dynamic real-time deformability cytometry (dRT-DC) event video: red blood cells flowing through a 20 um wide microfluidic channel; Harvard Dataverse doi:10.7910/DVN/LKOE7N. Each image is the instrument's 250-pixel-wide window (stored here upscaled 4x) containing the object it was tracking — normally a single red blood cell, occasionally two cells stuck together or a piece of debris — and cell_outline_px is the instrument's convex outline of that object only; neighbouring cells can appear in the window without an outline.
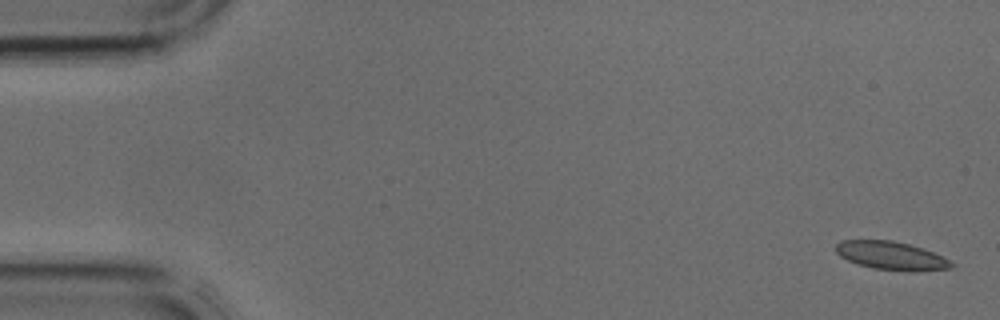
{"species": "common noctule bat (a hibernating species)", "species_latin": "Nyctalus noctula", "temperature_condition": "cold", "stored_images_in_passage": 4, "camera_frame_rate_fps": 3000, "um_per_image_px": 0.085, "animal": {"sex": "male", "body_mass_g": 17.9, "forearm_length_mm": 54.2}, "frame": {"image": 1, "passage_image": 1, "time_ms": 0.0, "image_size_px": [1000, 320], "cell_outline_px": [[956, 264], [952, 268], [904, 272], [872, 268], [856, 264], [840, 256], [836, 252], [836, 244], [840, 240], [892, 240], [908, 244], [932, 252]], "centroid_in_image_um": [75.72, 21.74], "position_along_channel_um": 9.3, "area_um2": 19.02}}
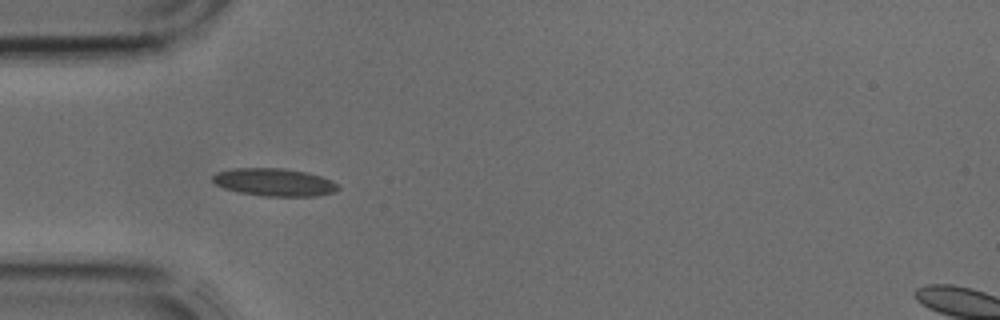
{"frame": {"image": 2, "passage_image": 4, "time_ms": 1.0, "image_size_px": [1000, 320], "cell_outline_px": [[340, 188], [332, 192], [316, 196], [264, 196], [240, 192], [224, 188], [216, 184], [212, 180], [212, 176], [216, 172], [232, 168], [284, 168], [308, 172], [332, 180]], "centroid_in_image_um": [23.3, 15.48], "position_along_channel_um": 61.7, "area_um2": 20.23}}